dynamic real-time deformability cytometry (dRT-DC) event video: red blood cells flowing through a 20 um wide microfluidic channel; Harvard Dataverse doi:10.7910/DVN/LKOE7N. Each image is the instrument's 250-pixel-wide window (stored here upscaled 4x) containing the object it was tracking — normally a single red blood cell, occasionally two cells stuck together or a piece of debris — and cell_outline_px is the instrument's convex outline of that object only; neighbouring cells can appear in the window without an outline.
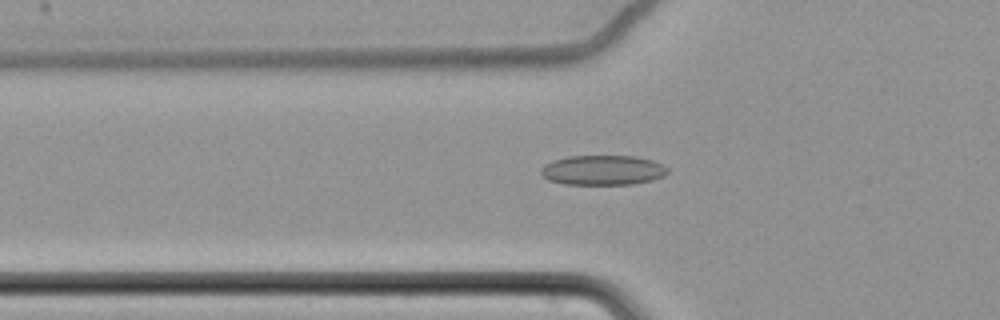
{"species": "common noctule bat (a hibernating species)", "species_latin": "Nyctalus noctula", "temperature_condition": "cold", "stored_images_in_passage": 63, "camera_frame_rate_fps": 3000, "um_per_image_px": 0.085, "animal": {"sex": "female", "body_mass_g": 22.7, "forearm_length_mm": 54.2}, "frame": {"image": 1, "passage_image": 24, "time_ms": 7.667, "image_size_px": [1000, 320], "cell_outline_px": [[668, 172], [664, 176], [652, 180], [632, 184], [564, 184], [548, 180], [540, 172], [540, 168], [544, 164], [552, 160], [568, 156], [636, 156], [652, 160], [664, 164], [668, 168]], "centroid_in_image_um": [51.24, 14.45], "position_along_channel_um": 74.6, "area_um2": 22.2}}
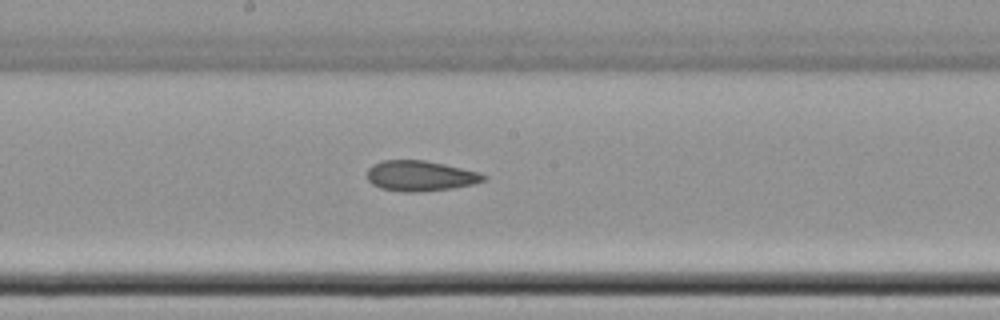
{"frame": {"image": 2, "passage_image": 36, "time_ms": 11.667, "image_size_px": [1000, 320], "cell_outline_px": [[488, 180], [472, 184], [452, 188], [420, 192], [404, 192], [380, 188], [372, 184], [368, 180], [368, 168], [372, 164], [384, 160], [424, 160], [444, 164], [480, 172], [488, 176]], "centroid_in_image_um": [35.75, 14.95], "position_along_channel_um": 212.5, "area_um2": 20.75}}
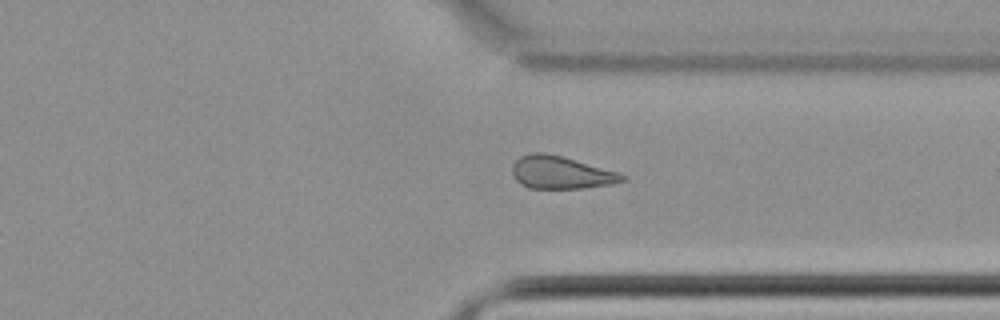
{"frame": {"image": 3, "passage_image": 49, "time_ms": 16.0, "image_size_px": [1000, 320], "cell_outline_px": [[628, 176], [624, 180], [612, 184], [580, 188], [528, 188], [520, 184], [516, 180], [512, 172], [512, 164], [520, 156], [532, 152], [544, 152], [560, 156], [616, 172]], "centroid_in_image_um": [47.62, 14.67], "position_along_channel_um": 363.8, "area_um2": 20.63}}